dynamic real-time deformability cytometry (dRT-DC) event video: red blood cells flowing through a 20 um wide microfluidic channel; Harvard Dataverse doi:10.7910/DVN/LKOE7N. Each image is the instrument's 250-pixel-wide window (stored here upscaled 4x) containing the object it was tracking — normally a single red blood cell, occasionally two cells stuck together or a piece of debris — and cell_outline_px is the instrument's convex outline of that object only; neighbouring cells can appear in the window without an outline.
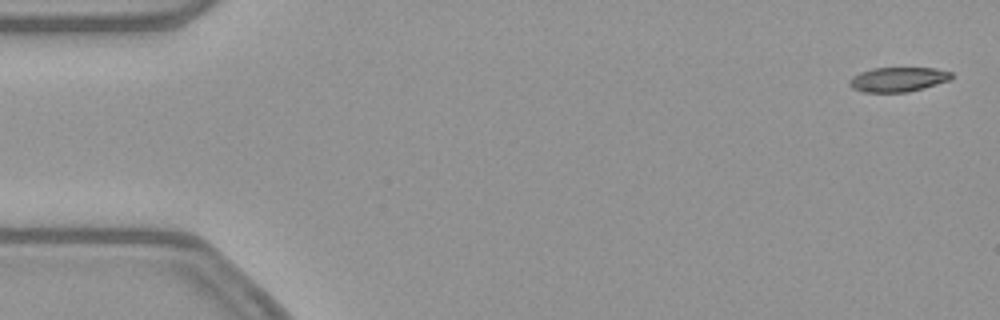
{"species": "common noctule bat (a hibernating species)", "species_latin": "Nyctalus noctula", "temperature_condition": "warm", "stored_images_in_passage": 53, "camera_frame_rate_fps": 3000, "um_per_image_px": 0.085, "animal": {"sex": "female", "body_mass_g": 21.9}, "frame": {"image": 1, "passage_image": 2, "time_ms": 0.333, "image_size_px": [1000, 320], "cell_outline_px": [[952, 80], [924, 88], [908, 92], [864, 92], [852, 88], [848, 84], [848, 80], [852, 76], [860, 72], [872, 68], [936, 68], [952, 72]], "centroid_in_image_um": [76.34, 6.75], "position_along_channel_um": 8.7, "area_um2": 14.8}}
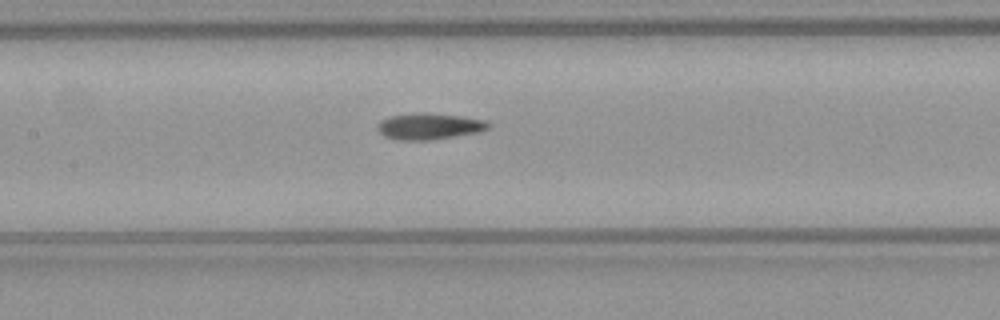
{"frame": {"image": 2, "passage_image": 25, "time_ms": 8.0, "image_size_px": [1000, 320], "cell_outline_px": [[492, 128], [480, 132], [432, 140], [396, 140], [384, 136], [376, 128], [376, 124], [380, 120], [388, 116], [420, 112], [464, 116], [488, 120], [492, 124]], "centroid_in_image_um": [36.53, 10.73], "position_along_channel_um": 170.9, "area_um2": 17.51}}
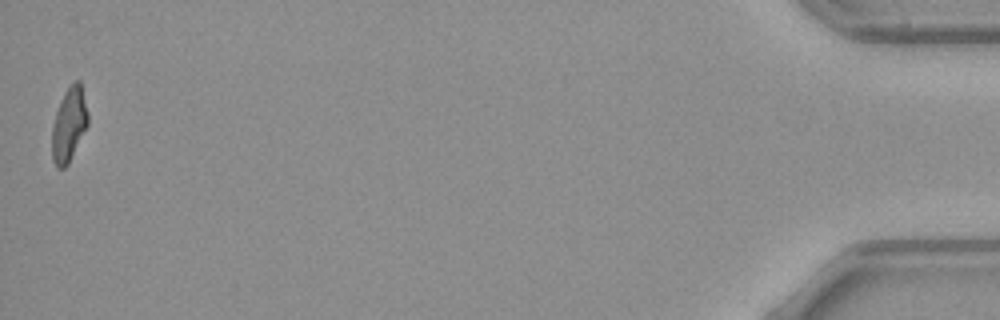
{"frame": {"image": 3, "passage_image": 53, "time_ms": 17.333, "image_size_px": [1000, 320], "cell_outline_px": [[88, 124], [68, 164], [64, 168], [56, 168], [52, 160], [52, 124], [60, 100], [64, 92], [72, 80], [80, 80], [88, 112]], "centroid_in_image_um": [5.85, 10.56], "position_along_channel_um": 429.3, "area_um2": 15.66}, "authors_computed_cell_mechanics": {"area_um2": 16.2996, "velocity_mm_per_s": 3.8822, "shape_relaxation_time_tau1_ms": null, "shape_relaxation_time_tau2_ms": 5.3043, "deformation_change_tau1": null, "deformation_change_tau2": 0.1294}}